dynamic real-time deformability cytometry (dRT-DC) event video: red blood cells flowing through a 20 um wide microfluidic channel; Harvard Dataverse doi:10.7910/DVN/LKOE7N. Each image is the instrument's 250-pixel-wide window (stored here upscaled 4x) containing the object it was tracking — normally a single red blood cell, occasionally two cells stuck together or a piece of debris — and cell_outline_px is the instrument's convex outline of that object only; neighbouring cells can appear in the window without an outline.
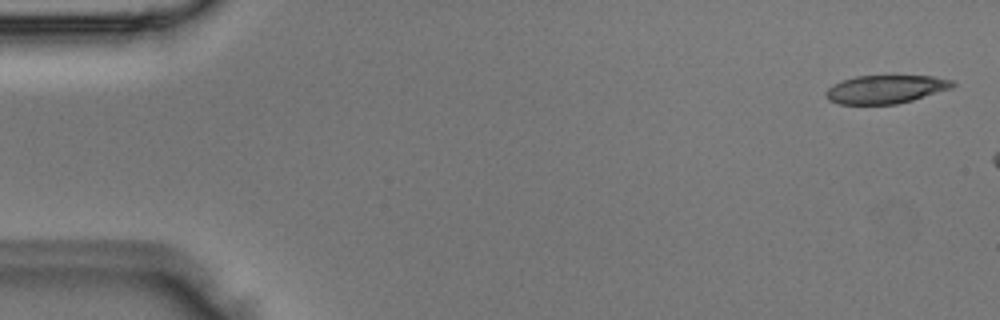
{"species": "Egyptian fruit bat (a non-hibernating species)", "species_latin": "Rousettus aegyptiacus", "temperature_condition": "room temperature", "stored_images_in_passage": 4, "camera_frame_rate_fps": 3000, "um_per_image_px": 0.085, "animal": {"sex": "male"}, "frame": {"image": 1, "passage_image": 1, "time_ms": 0.0, "image_size_px": [1000, 320], "cell_outline_px": [[956, 84], [952, 88], [912, 100], [896, 104], [840, 104], [828, 100], [824, 92], [832, 84], [840, 80], [856, 76], [932, 76], [952, 80]], "centroid_in_image_um": [75.24, 7.58], "position_along_channel_um": 9.8, "area_um2": 20.92}}